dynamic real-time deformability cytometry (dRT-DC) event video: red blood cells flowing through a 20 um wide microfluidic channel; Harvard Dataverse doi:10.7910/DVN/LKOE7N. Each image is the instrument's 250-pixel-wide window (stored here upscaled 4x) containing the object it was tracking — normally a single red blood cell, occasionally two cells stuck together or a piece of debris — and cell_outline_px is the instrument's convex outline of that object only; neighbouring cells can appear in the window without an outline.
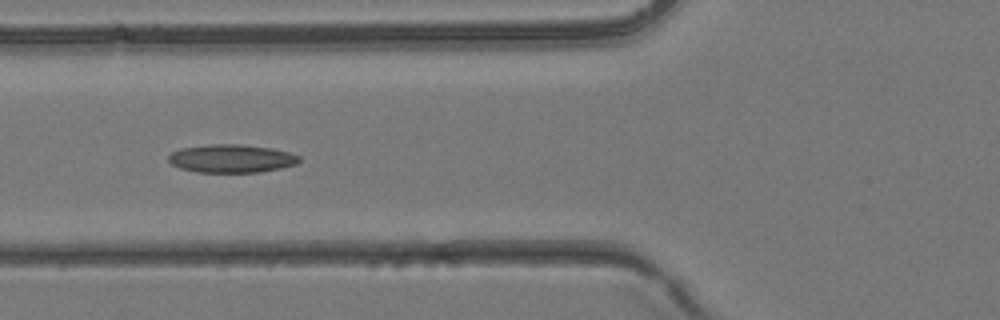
{"species": "common noctule bat (a hibernating species)", "species_latin": "Nyctalus noctula", "temperature_condition": "room temperature", "stored_images_in_passage": 20, "camera_frame_rate_fps": 3000, "um_per_image_px": 0.085, "animal": {"sex": "female", "body_mass_g": 24.6, "forearm_length_mm": 56.2}, "frame": {"image": 1, "passage_image": 15, "time_ms": 4.667, "image_size_px": [1000, 320], "cell_outline_px": [[300, 160], [296, 164], [280, 168], [260, 172], [196, 172], [180, 168], [172, 164], [168, 160], [168, 156], [172, 152], [180, 148], [212, 144], [240, 144], [272, 148], [288, 152], [300, 156]], "centroid_in_image_um": [19.67, 13.47], "position_along_channel_um": 106.1, "area_um2": 21.44}}
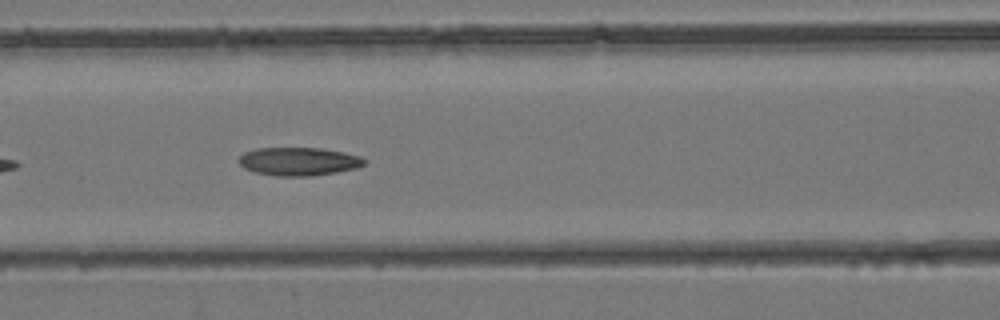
{"frame": {"image": 2, "passage_image": 17, "time_ms": 5.333, "image_size_px": [1000, 320], "cell_outline_px": [[368, 160], [364, 164], [356, 168], [336, 172], [312, 176], [276, 176], [256, 172], [244, 168], [236, 160], [244, 152], [256, 148], [320, 148], [344, 152], [360, 156]], "centroid_in_image_um": [25.38, 13.72], "position_along_channel_um": 141.2, "area_um2": 20.75}}